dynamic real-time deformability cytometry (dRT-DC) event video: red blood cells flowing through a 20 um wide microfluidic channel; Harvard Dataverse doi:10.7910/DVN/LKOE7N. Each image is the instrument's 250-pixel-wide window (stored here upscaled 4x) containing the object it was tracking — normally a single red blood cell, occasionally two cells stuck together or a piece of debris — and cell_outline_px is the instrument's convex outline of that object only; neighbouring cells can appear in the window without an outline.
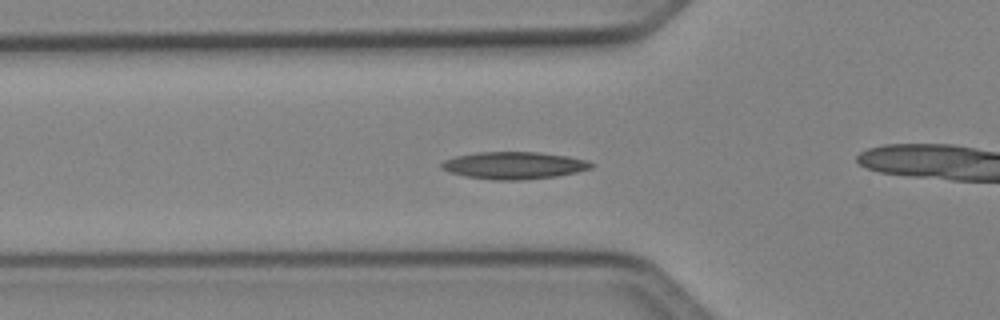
{"species": "Egyptian fruit bat (a non-hibernating species)", "species_latin": "Rousettus aegyptiacus", "temperature_condition": "cold", "stored_images_in_passage": 37, "camera_frame_rate_fps": 3000, "um_per_image_px": 0.085, "animal": {"sex": "female"}, "frame": {"image": 1, "passage_image": 11, "time_ms": 3.333, "image_size_px": [1000, 320], "cell_outline_px": [[596, 164], [592, 168], [576, 172], [556, 176], [520, 180], [492, 180], [464, 176], [448, 172], [440, 168], [440, 164], [444, 160], [456, 156], [476, 152], [540, 152], [568, 156], [588, 160]], "centroid_in_image_um": [43.68, 14.06], "position_along_channel_um": 82.1, "area_um2": 23.99}}
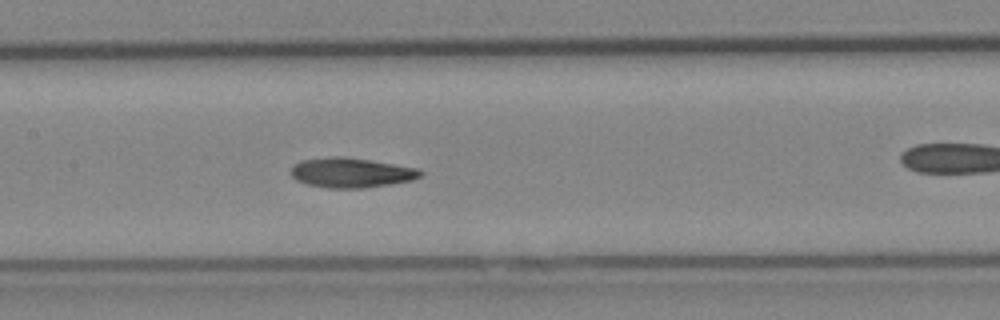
{"frame": {"image": 2, "passage_image": 18, "time_ms": 5.667, "image_size_px": [1000, 320], "cell_outline_px": [[424, 172], [420, 176], [412, 180], [392, 184], [364, 188], [328, 188], [308, 184], [296, 180], [292, 176], [292, 168], [300, 160], [328, 156], [344, 156], [372, 160], [420, 168]], "centroid_in_image_um": [29.89, 14.67], "position_along_channel_um": 177.5, "area_um2": 22.72}}
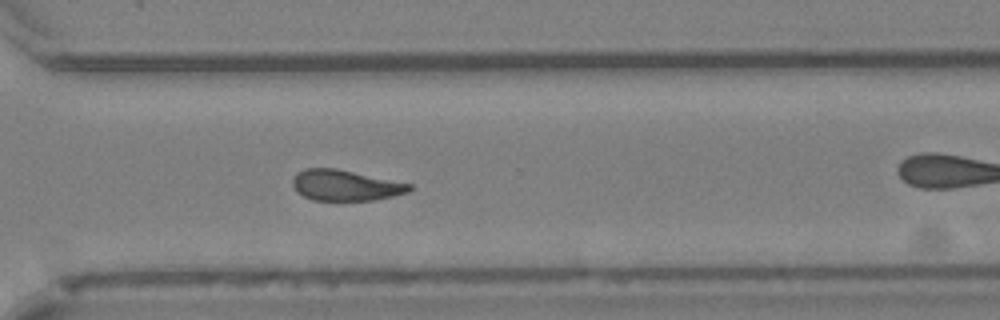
{"frame": {"image": 3, "passage_image": 30, "time_ms": 9.667, "image_size_px": [1000, 320], "cell_outline_px": [[412, 188], [408, 192], [392, 196], [372, 200], [312, 200], [296, 192], [292, 184], [292, 180], [296, 172], [304, 168], [336, 168], [412, 184]], "centroid_in_image_um": [29.31, 15.74], "position_along_channel_um": 341.3, "area_um2": 20.92}, "authors_computed_cell_mechanics": {"area_um2": 21.964, "velocity_mm_per_s": 4.0942, "shape_relaxation_time_tau1_ms": 9.1271, "shape_relaxation_time_tau2_ms": 6.6562, "deformation_change_tau1": 0.192, "deformation_change_tau2": 0.1503}}